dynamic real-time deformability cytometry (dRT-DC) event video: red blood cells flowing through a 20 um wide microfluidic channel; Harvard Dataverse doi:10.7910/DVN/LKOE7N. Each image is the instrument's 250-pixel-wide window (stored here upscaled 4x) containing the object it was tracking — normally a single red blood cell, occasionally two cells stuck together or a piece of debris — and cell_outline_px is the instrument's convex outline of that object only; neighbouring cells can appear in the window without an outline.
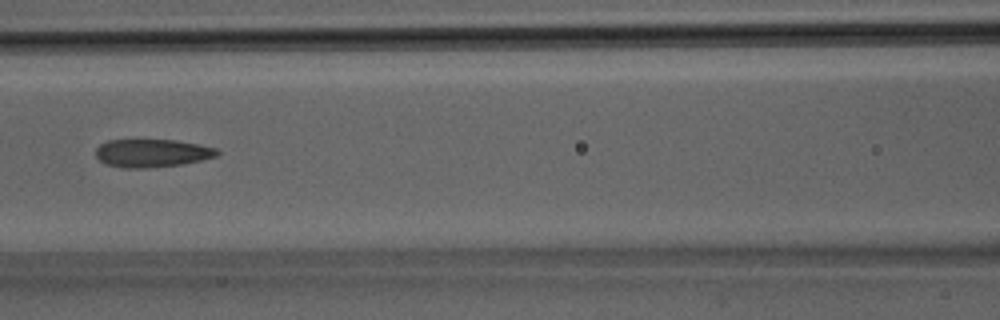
{"species": "Egyptian fruit bat (a non-hibernating species)", "species_latin": "Rousettus aegyptiacus", "temperature_condition": "room temperature", "stored_images_in_passage": 4, "camera_frame_rate_fps": 3000, "um_per_image_px": 0.085, "animal": {"sex": "male"}, "frame": {"image": 1, "passage_image": 4, "time_ms": 1.0, "image_size_px": [1000, 320], "cell_outline_px": [[220, 152], [216, 156], [184, 164], [148, 168], [124, 168], [104, 164], [96, 156], [96, 148], [100, 144], [108, 140], [172, 140], [196, 144], [216, 148]], "centroid_in_image_um": [12.88, 13.02], "position_along_channel_um": 153.7, "area_um2": 19.77}}